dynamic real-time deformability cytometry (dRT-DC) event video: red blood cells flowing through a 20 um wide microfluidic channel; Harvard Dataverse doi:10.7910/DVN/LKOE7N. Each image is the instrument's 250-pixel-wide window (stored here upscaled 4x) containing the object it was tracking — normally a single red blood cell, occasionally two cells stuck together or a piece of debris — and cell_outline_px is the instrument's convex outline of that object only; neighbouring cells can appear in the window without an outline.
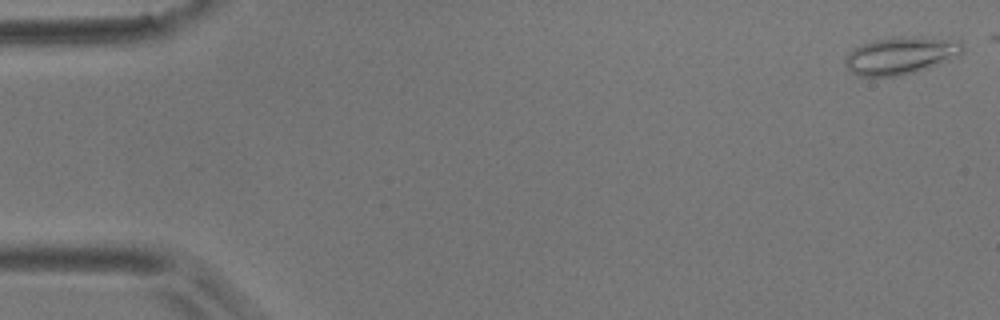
{"species": "common noctule bat (a hibernating species)", "species_latin": "Nyctalus noctula", "temperature_condition": "room temperature", "stored_images_in_passage": 56, "camera_frame_rate_fps": 3000, "um_per_image_px": 0.085, "animal": {"sex": "male", "body_mass_g": 17.9}, "frame": {"image": 1, "passage_image": 1, "time_ms": 0.0, "image_size_px": [1000, 320], "cell_outline_px": [[964, 52], [960, 56], [928, 68], [916, 72], [896, 76], [860, 76], [848, 72], [844, 64], [844, 56], [852, 48], [860, 44], [872, 40], [888, 36], [924, 36], [960, 40], [964, 44]], "centroid_in_image_um": [76.56, 4.69], "position_along_channel_um": 8.4, "area_um2": 26.65}}
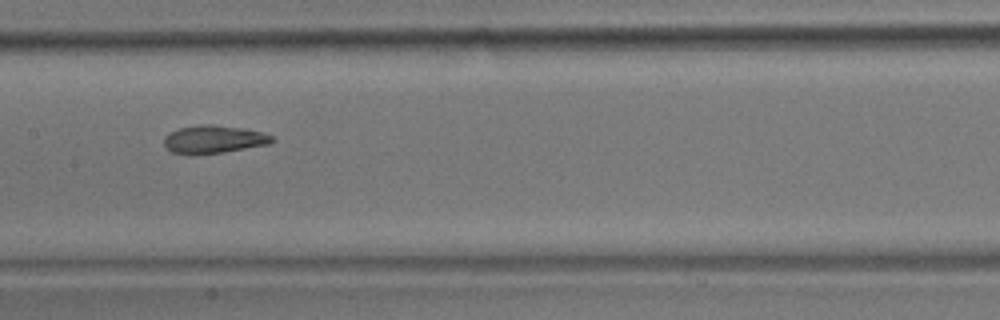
{"frame": {"image": 2, "passage_image": 28, "time_ms": 9.0, "image_size_px": [1000, 320], "cell_outline_px": [[276, 140], [272, 144], [224, 152], [188, 156], [172, 152], [164, 144], [164, 136], [180, 128], [196, 124], [216, 124], [244, 128], [264, 132], [272, 136]], "centroid_in_image_um": [18.21, 11.85], "position_along_channel_um": 189.2, "area_um2": 18.09}}
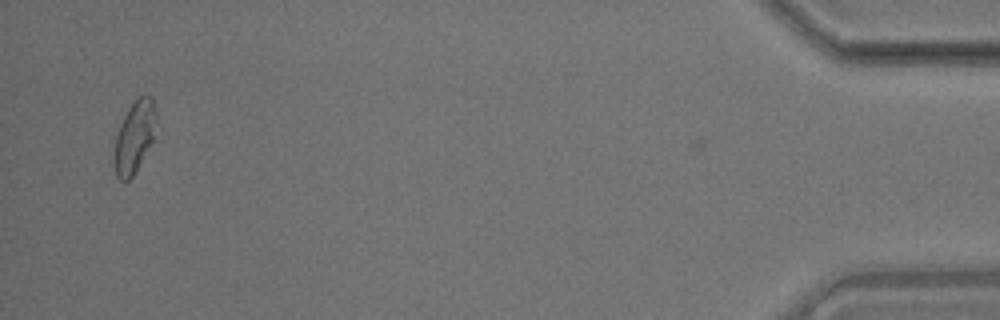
{"frame": {"image": 3, "passage_image": 55, "time_ms": 18.0, "image_size_px": [1000, 320], "cell_outline_px": [[164, 132], [132, 176], [128, 180], [120, 180], [116, 176], [112, 160], [116, 136], [120, 124], [128, 108], [136, 96], [152, 96]], "centroid_in_image_um": [11.57, 11.61], "position_along_channel_um": 423.6, "area_um2": 19.54}, "authors_computed_cell_mechanics": {"area_um2": 18.1781, "velocity_mm_per_s": 3.5101, "shape_relaxation_time_tau1_ms": 4.7031, "shape_relaxation_time_tau2_ms": 2.4894, "deformation_change_tau1": 0.1299, "deformation_change_tau2": 0.0913}}